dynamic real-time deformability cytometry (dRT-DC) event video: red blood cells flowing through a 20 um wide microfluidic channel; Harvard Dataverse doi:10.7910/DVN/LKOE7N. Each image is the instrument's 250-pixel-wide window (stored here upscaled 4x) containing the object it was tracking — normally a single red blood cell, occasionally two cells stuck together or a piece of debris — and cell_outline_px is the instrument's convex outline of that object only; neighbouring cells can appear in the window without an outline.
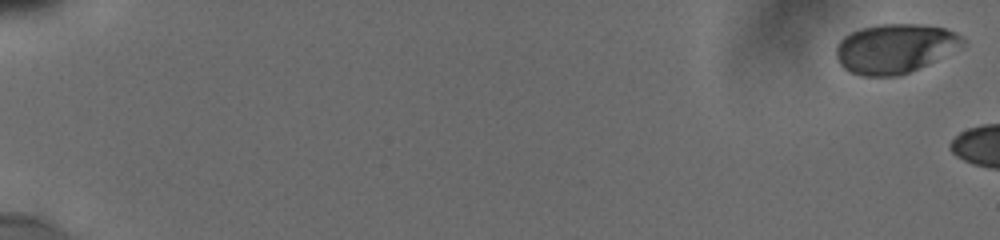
{"species": "human", "species_latin": "Homo sapiens", "temperature_condition": "cold", "stored_images_in_passage": 5, "camera_frame_rate_fps": 3000, "um_per_image_px": 0.085, "donor": {"sex": "male"}, "frame": {"image": 1, "passage_image": 1, "time_ms": 0.0, "image_size_px": [1000, 240], "cell_outline_px": [[968, 44], [928, 64], [900, 76], [860, 76], [848, 72], [840, 64], [836, 56], [836, 44], [844, 36], [860, 28], [880, 24], [920, 24], [944, 28], [956, 32], [964, 36]], "centroid_in_image_um": [76.09, 4.12], "position_along_channel_um": 8.9, "area_um2": 36.88}}